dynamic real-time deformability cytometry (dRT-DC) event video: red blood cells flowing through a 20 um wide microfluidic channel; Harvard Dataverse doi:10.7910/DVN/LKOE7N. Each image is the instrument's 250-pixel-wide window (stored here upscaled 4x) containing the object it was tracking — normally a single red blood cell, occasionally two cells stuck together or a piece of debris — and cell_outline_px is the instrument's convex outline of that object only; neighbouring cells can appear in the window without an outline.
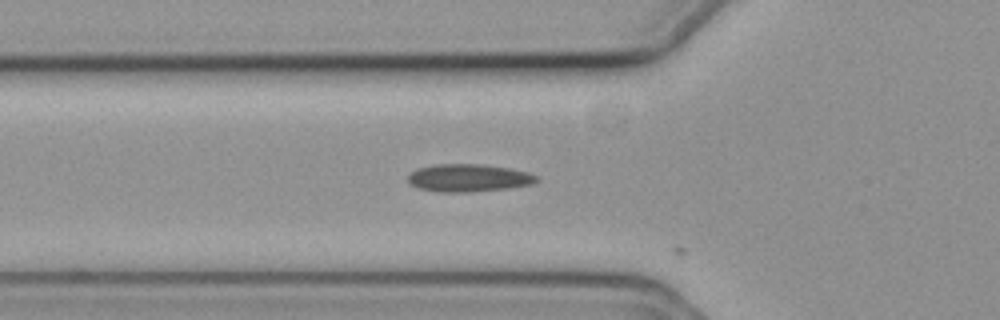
{"species": "common noctule bat (a hibernating species)", "species_latin": "Nyctalus noctula", "temperature_condition": "cold", "stored_images_in_passage": 11, "camera_frame_rate_fps": 3000, "um_per_image_px": 0.085, "animal": {"sex": "female", "body_mass_g": 19.3, "forearm_length_mm": 54.1}, "frame": {"image": 1, "passage_image": 10, "time_ms": 3.0, "image_size_px": [1000, 320], "cell_outline_px": [[540, 180], [532, 184], [508, 188], [472, 192], [436, 192], [420, 188], [408, 184], [408, 176], [416, 168], [436, 164], [480, 164], [508, 168], [528, 172], [540, 176]], "centroid_in_image_um": [39.84, 15.12], "position_along_channel_um": 86.0, "area_um2": 20.92}}